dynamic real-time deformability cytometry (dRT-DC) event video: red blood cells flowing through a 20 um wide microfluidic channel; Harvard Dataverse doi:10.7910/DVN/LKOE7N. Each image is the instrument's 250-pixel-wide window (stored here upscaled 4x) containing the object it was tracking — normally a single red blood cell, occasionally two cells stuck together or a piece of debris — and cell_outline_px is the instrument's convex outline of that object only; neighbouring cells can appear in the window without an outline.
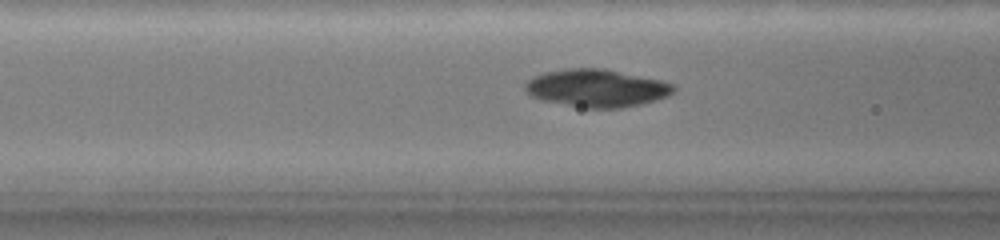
{"species": "common noctule bat (a hibernating species)", "species_latin": "Nyctalus noctula", "temperature_condition": "warm", "stored_images_in_passage": 24, "camera_frame_rate_fps": 3000, "um_per_image_px": 0.085, "animal": {"sex": "female", "body_mass_g": 19.0, "forearm_length_mm": 51.5}, "frame": {"image": 1, "passage_image": 11, "time_ms": 7.0, "image_size_px": [1000, 240], "cell_outline_px": [[672, 92], [664, 96], [652, 100], [620, 108], [588, 108], [548, 100], [536, 96], [528, 92], [528, 80], [536, 76], [548, 72], [568, 68], [604, 68], [656, 80], [672, 84]], "centroid_in_image_um": [50.72, 7.47], "position_along_channel_um": 115.9, "area_um2": 30.92}}
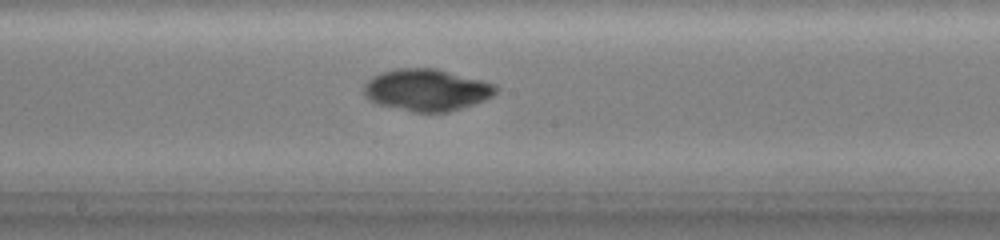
{"frame": {"image": 2, "passage_image": 17, "time_ms": 9.667, "image_size_px": [1000, 240], "cell_outline_px": [[496, 92], [480, 100], [448, 112], [412, 112], [380, 104], [372, 100], [364, 92], [364, 88], [368, 80], [384, 72], [400, 68], [436, 68], [480, 80], [492, 84], [496, 88]], "centroid_in_image_um": [36.23, 7.64], "position_along_channel_um": 212.0, "area_um2": 31.04}}
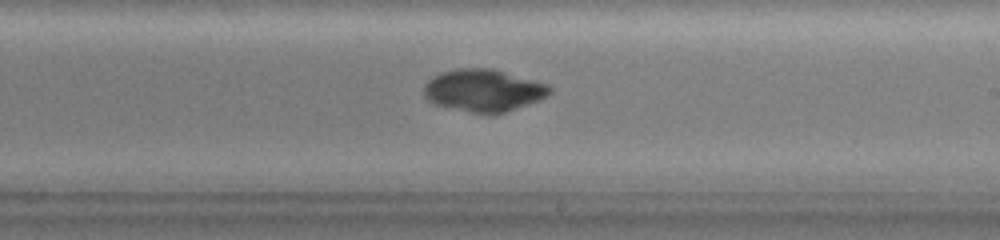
{"frame": {"image": 3, "passage_image": 20, "time_ms": 10.667, "image_size_px": [1000, 240], "cell_outline_px": [[552, 92], [536, 100], [496, 116], [488, 116], [436, 104], [428, 100], [424, 96], [424, 84], [432, 76], [440, 72], [456, 68], [492, 68], [548, 84], [552, 88]], "centroid_in_image_um": [41.07, 7.69], "position_along_channel_um": 247.9, "area_um2": 31.15}}